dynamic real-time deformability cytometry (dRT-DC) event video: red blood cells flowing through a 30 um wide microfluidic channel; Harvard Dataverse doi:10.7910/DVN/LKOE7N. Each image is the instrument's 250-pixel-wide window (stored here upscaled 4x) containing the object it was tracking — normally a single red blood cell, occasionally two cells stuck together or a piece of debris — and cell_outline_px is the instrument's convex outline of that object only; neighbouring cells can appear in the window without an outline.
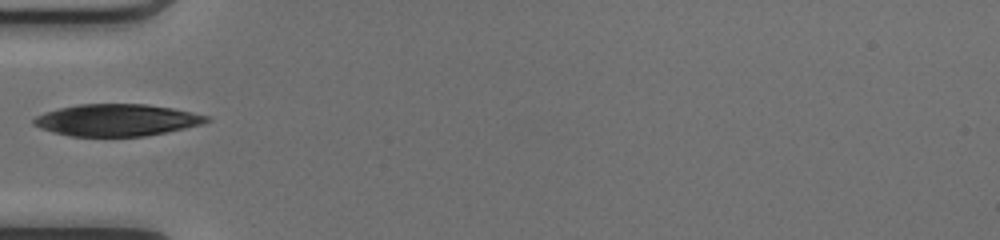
{"species": "common noctule bat (a hibernating species)", "species_latin": "Nyctalus noctula", "temperature_condition": "cold", "stored_images_in_passage": 7, "camera_frame_rate_fps": 3000, "um_per_image_px": 0.085, "animal": {"sex": "female", "body_mass_g": 17.0, "forearm_length_mm": 48.0}, "frame": {"image": 1, "passage_image": 1, "time_ms": 0.0, "image_size_px": [1000, 240], "cell_outline_px": [[212, 120], [204, 124], [144, 136], [72, 136], [52, 132], [40, 128], [32, 124], [32, 120], [36, 116], [44, 112], [76, 104], [144, 104], [172, 108], [208, 116]], "centroid_in_image_um": [9.9, 10.2], "position_along_channel_um": 75.1, "area_um2": 32.02}}